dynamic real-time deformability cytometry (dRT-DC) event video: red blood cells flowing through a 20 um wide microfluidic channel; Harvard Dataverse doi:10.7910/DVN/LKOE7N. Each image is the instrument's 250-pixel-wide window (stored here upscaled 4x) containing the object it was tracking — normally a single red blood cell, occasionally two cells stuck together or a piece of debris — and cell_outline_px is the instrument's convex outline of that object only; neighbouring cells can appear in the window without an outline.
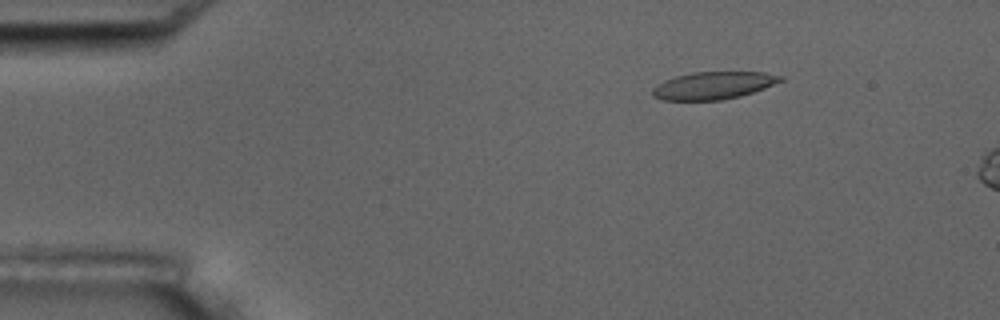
{"species": "common noctule bat (a hibernating species)", "species_latin": "Nyctalus noctula", "temperature_condition": "room temperature", "stored_images_in_passage": 4, "camera_frame_rate_fps": 3000, "um_per_image_px": 0.085, "animal": {"sex": "male", "body_mass_g": 17.5, "forearm_length_mm": 52.3}, "frame": {"image": 1, "passage_image": 2, "time_ms": 1.0, "image_size_px": [1000, 320], "cell_outline_px": [[784, 80], [764, 88], [740, 96], [720, 100], [664, 100], [652, 96], [652, 88], [656, 84], [664, 80], [676, 76], [692, 72], [764, 72], [784, 76]], "centroid_in_image_um": [60.62, 7.26], "position_along_channel_um": 24.4, "area_um2": 20.52}}